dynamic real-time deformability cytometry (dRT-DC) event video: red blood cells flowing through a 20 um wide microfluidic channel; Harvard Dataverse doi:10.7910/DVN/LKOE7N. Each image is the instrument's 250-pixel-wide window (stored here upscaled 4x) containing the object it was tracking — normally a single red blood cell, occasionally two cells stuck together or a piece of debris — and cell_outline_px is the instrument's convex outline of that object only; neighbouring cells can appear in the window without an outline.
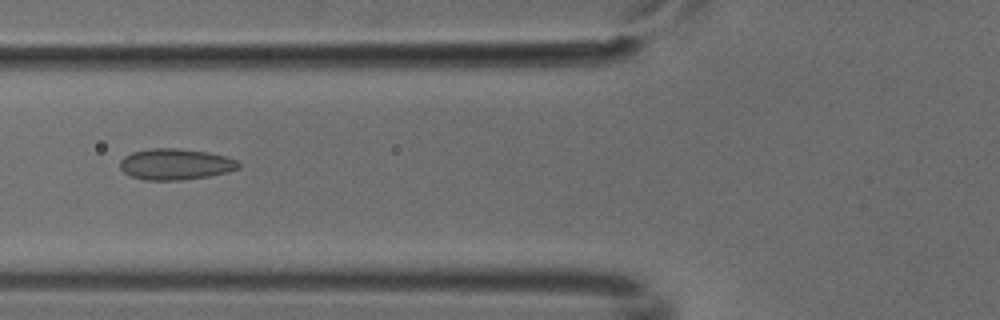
{"species": "common noctule bat (a hibernating species)", "species_latin": "Nyctalus noctula", "temperature_condition": "cold", "stored_images_in_passage": 6, "camera_frame_rate_fps": 3000, "um_per_image_px": 0.085, "animal": {"sex": "male", "body_mass_g": 18.8}, "frame": {"image": 1, "passage_image": 6, "time_ms": 1.667, "image_size_px": [1000, 320], "cell_outline_px": [[240, 168], [228, 172], [208, 176], [180, 180], [144, 180], [132, 176], [124, 172], [120, 168], [120, 160], [124, 156], [132, 152], [152, 148], [176, 148], [208, 152], [224, 156], [236, 160], [240, 164]], "centroid_in_image_um": [14.9, 13.96], "position_along_channel_um": 110.9, "area_um2": 21.44}}